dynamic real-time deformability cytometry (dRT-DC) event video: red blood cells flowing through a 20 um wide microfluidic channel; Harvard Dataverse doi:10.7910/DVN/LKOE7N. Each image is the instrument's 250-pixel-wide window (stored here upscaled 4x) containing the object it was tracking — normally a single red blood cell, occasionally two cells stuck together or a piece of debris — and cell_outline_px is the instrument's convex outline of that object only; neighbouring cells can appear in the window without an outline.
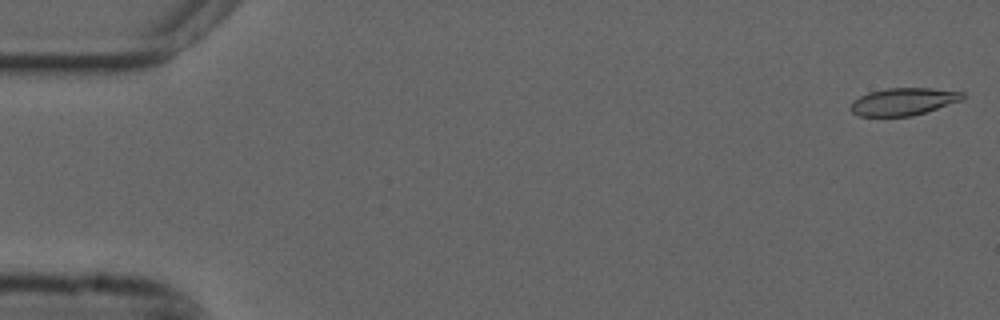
{"species": "common noctule bat (a hibernating species)", "species_latin": "Nyctalus noctula", "temperature_condition": "cold", "stored_images_in_passage": 55, "camera_frame_rate_fps": 3000, "um_per_image_px": 0.085, "animal": {"sex": "male", "forearm_length_mm": 52.5}, "frame": {"image": 1, "passage_image": 1, "time_ms": 0.0, "image_size_px": [1000, 320], "cell_outline_px": [[964, 96], [960, 100], [912, 116], [860, 116], [852, 112], [848, 108], [852, 100], [868, 92], [888, 88], [932, 88], [964, 92]], "centroid_in_image_um": [76.71, 8.63], "position_along_channel_um": 8.3, "area_um2": 17.74}}
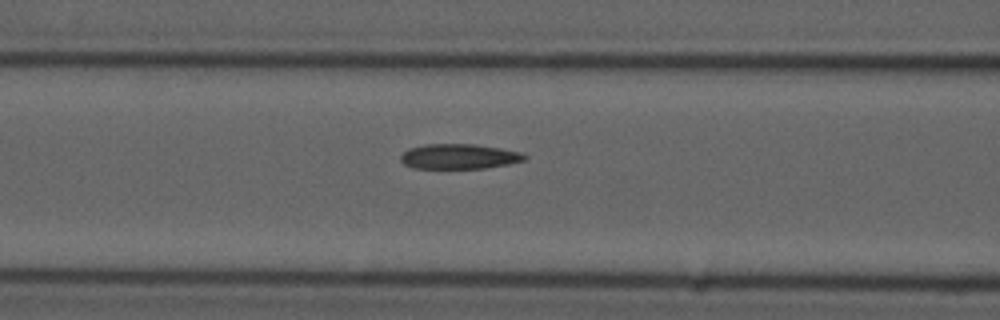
{"frame": {"image": 2, "passage_image": 22, "time_ms": 7.0, "image_size_px": [1000, 320], "cell_outline_px": [[528, 156], [524, 160], [508, 164], [484, 168], [412, 168], [404, 164], [400, 160], [400, 156], [408, 148], [424, 144], [476, 144], [500, 148], [520, 152]], "centroid_in_image_um": [38.99, 13.29], "position_along_channel_um": 127.6, "area_um2": 18.09}}
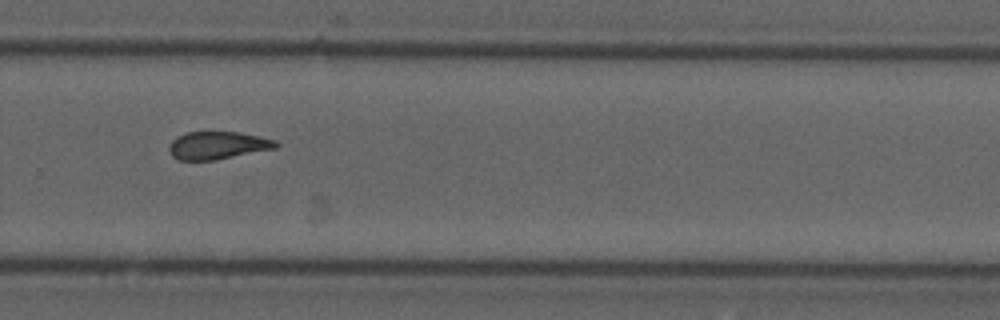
{"frame": {"image": 3, "passage_image": 37, "time_ms": 12.0, "image_size_px": [1000, 320], "cell_outline_px": [[280, 144], [276, 148], [216, 160], [176, 160], [172, 156], [168, 148], [172, 140], [188, 132], [236, 132], [260, 136], [276, 140]], "centroid_in_image_um": [18.52, 12.36], "position_along_channel_um": 311.3, "area_um2": 17.22}, "authors_computed_cell_mechanics": {"area_um2": 18.2648, "velocity_mm_per_s": 3.6826, "shape_relaxation_time_tau1_ms": null, "shape_relaxation_time_tau2_ms": 4.1455, "deformation_change_tau1": null, "deformation_change_tau2": 0.1243}}